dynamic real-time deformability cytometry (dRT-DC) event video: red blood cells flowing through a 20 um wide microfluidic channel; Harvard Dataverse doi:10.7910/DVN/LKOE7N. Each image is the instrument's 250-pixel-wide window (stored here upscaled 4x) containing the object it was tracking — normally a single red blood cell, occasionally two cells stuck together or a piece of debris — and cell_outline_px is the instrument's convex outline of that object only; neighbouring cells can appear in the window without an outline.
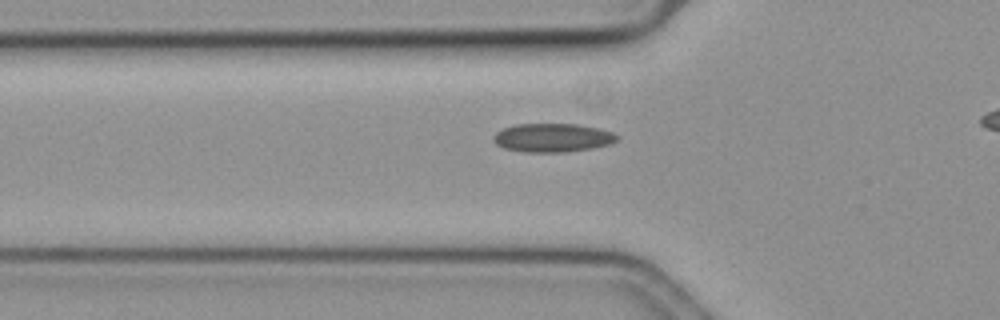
{"species": "common noctule bat (a hibernating species)", "species_latin": "Nyctalus noctula", "temperature_condition": "cold", "stored_images_in_passage": 10, "camera_frame_rate_fps": 3000, "um_per_image_px": 0.085, "animal": {"sex": "female", "body_mass_g": 19.3, "forearm_length_mm": 54.1}, "frame": {"image": 1, "passage_image": 7, "time_ms": 2.0, "image_size_px": [1000, 320], "cell_outline_px": [[620, 140], [612, 144], [592, 148], [564, 152], [524, 152], [504, 148], [496, 144], [492, 140], [492, 136], [496, 132], [504, 128], [516, 124], [580, 124], [600, 128], [612, 132], [620, 136]], "centroid_in_image_um": [47.01, 11.7], "position_along_channel_um": 78.8, "area_um2": 20.92}}